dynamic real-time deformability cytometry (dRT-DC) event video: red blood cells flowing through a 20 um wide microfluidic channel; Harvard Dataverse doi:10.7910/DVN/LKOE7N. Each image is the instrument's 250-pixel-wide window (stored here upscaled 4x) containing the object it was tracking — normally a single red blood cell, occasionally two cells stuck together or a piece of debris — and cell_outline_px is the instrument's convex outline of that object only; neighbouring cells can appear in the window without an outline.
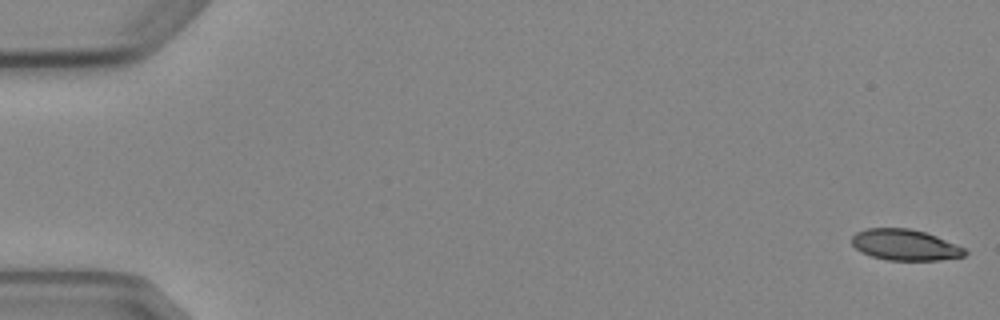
{"species": "Egyptian fruit bat (a non-hibernating species)", "species_latin": "Rousettus aegyptiacus", "temperature_condition": "cold", "stored_images_in_passage": 5, "camera_frame_rate_fps": 3000, "um_per_image_px": 0.085, "animal": {"sex": "female"}, "frame": {"image": 1, "passage_image": 1, "time_ms": 0.0, "image_size_px": [1000, 320], "cell_outline_px": [[968, 252], [964, 256], [940, 260], [888, 260], [872, 256], [856, 248], [852, 244], [852, 236], [856, 232], [868, 228], [908, 228], [924, 232], [936, 236], [956, 244], [964, 248]], "centroid_in_image_um": [76.94, 20.81], "position_along_channel_um": 8.1, "area_um2": 20.23}}